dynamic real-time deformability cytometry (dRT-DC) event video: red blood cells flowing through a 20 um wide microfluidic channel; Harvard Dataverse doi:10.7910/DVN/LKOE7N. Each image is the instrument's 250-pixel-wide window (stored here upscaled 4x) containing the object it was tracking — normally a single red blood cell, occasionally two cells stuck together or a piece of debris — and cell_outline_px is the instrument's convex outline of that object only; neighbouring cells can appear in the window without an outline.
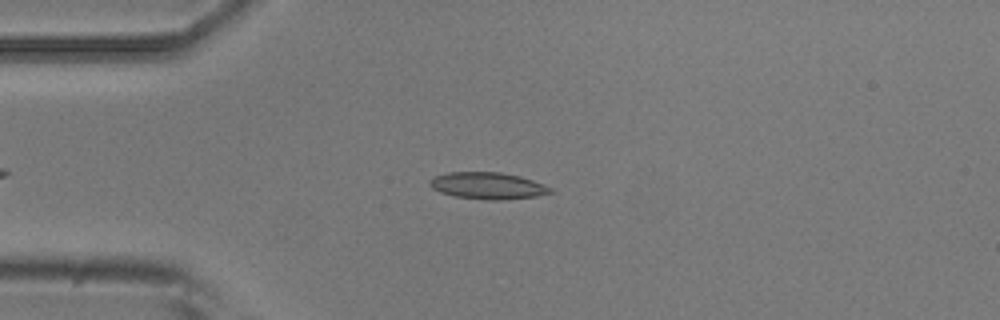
{"species": "common noctule bat (a hibernating species)", "species_latin": "Nyctalus noctula", "temperature_condition": "room temperature", "stored_images_in_passage": 49, "camera_frame_rate_fps": 3000, "um_per_image_px": 0.085, "animal": {"sex": "male", "body_mass_g": 20.5, "forearm_length_mm": 52.5}, "frame": {"image": 1, "passage_image": 13, "time_ms": 4.0, "image_size_px": [1000, 320], "cell_outline_px": [[552, 192], [536, 196], [500, 200], [488, 200], [456, 196], [440, 192], [432, 188], [428, 184], [428, 180], [432, 176], [448, 172], [500, 172], [520, 176], [544, 184], [552, 188]], "centroid_in_image_um": [41.42, 15.77], "position_along_channel_um": 43.6, "area_um2": 18.84}}
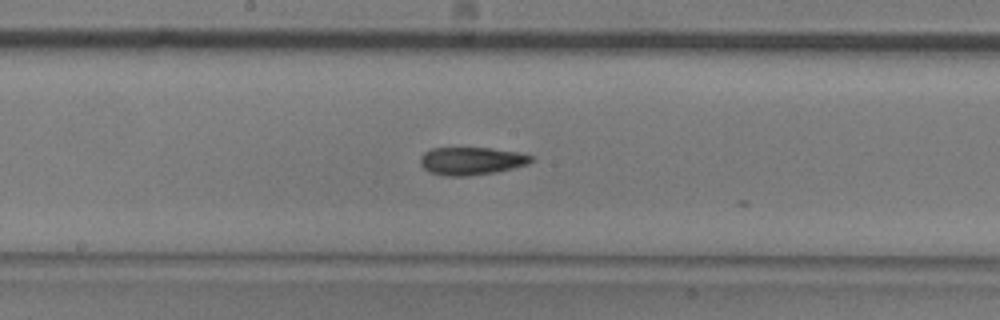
{"frame": {"image": 2, "passage_image": 28, "time_ms": 9.0, "image_size_px": [1000, 320], "cell_outline_px": [[532, 160], [528, 164], [496, 172], [468, 176], [444, 176], [428, 172], [420, 164], [420, 156], [424, 152], [432, 148], [492, 148], [520, 152], [532, 156]], "centroid_in_image_um": [40.04, 13.68], "position_along_channel_um": 208.2, "area_um2": 18.09}}
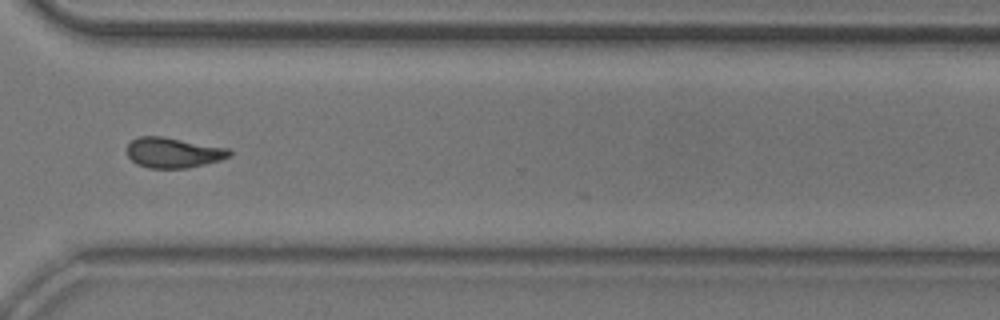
{"frame": {"image": 3, "passage_image": 40, "time_ms": 13.0, "image_size_px": [1000, 320], "cell_outline_px": [[232, 156], [220, 160], [188, 168], [148, 168], [136, 164], [128, 156], [128, 144], [132, 140], [140, 136], [160, 136], [228, 148], [232, 152]], "centroid_in_image_um": [14.74, 12.98], "position_along_channel_um": 355.9, "area_um2": 17.98}, "authors_computed_cell_mechanics": {"area_um2": 18.0914, "velocity_mm_per_s": 3.6995, "shape_relaxation_time_tau1_ms": 10.8316, "shape_relaxation_time_tau2_ms": 5.6841, "deformation_change_tau1": 0.1811, "deformation_change_tau2": 0.1211}}